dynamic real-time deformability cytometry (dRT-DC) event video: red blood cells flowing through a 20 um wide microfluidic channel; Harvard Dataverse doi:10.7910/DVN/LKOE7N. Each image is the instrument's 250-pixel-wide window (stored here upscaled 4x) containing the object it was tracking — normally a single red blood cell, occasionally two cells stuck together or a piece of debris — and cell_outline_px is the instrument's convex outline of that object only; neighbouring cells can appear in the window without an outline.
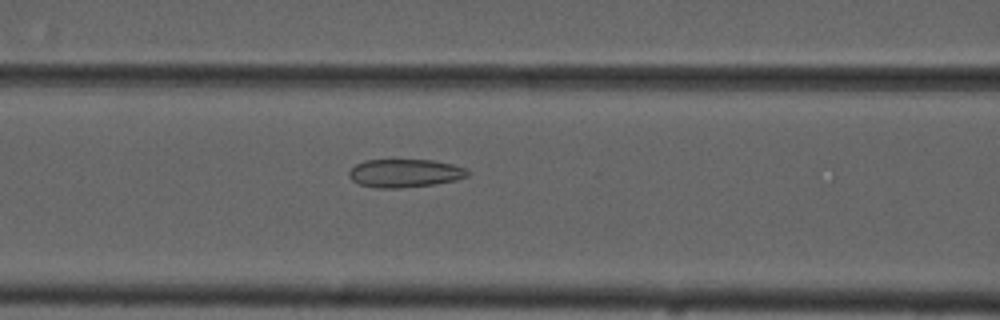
{"species": "common noctule bat (a hibernating species)", "species_latin": "Nyctalus noctula", "temperature_condition": "cold", "stored_images_in_passage": 45, "camera_frame_rate_fps": 3000, "um_per_image_px": 0.085, "animal": {"sex": "male", "forearm_length_mm": 52.5}, "frame": {"image": 1, "passage_image": 13, "time_ms": 4.0, "image_size_px": [1000, 320], "cell_outline_px": [[472, 172], [468, 176], [456, 180], [436, 184], [400, 188], [376, 188], [360, 184], [352, 180], [348, 176], [348, 172], [356, 164], [364, 160], [432, 160], [452, 164], [464, 168]], "centroid_in_image_um": [34.42, 14.72], "position_along_channel_um": 132.2, "area_um2": 19.59}}
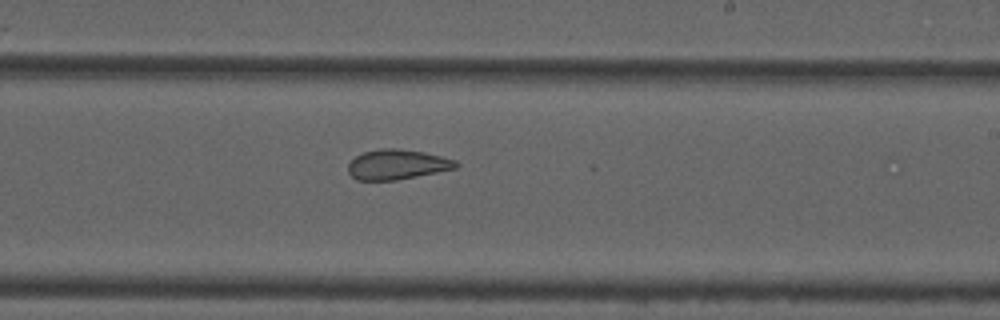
{"frame": {"image": 2, "passage_image": 23, "time_ms": 7.333, "image_size_px": [1000, 320], "cell_outline_px": [[460, 164], [456, 168], [396, 180], [356, 180], [348, 172], [348, 164], [356, 156], [364, 152], [380, 148], [396, 148], [424, 152], [456, 160]], "centroid_in_image_um": [33.75, 13.98], "position_along_channel_um": 255.3, "area_um2": 18.73}}
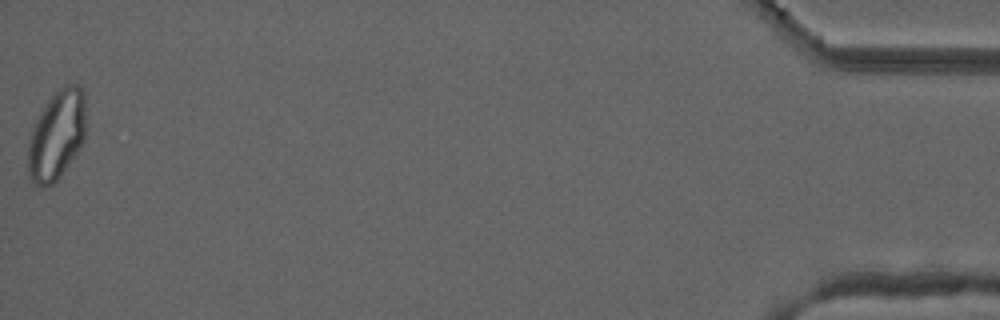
{"frame": {"image": 3, "passage_image": 45, "time_ms": 14.667, "image_size_px": [1000, 320], "cell_outline_px": [[84, 140], [76, 152], [56, 180], [52, 184], [44, 188], [36, 188], [32, 184], [28, 176], [28, 148], [32, 128], [44, 108], [52, 96], [64, 84], [80, 84], [84, 92]], "centroid_in_image_um": [4.8, 11.52], "position_along_channel_um": 430.4, "area_um2": 29.71}, "authors_computed_cell_mechanics": {"area_um2": 21.8484, "velocity_mm_per_s": 3.7048, "shape_relaxation_time_tau1_ms": null, "shape_relaxation_time_tau2_ms": 2.0269, "deformation_change_tau1": null, "deformation_change_tau2": 0.0869}}